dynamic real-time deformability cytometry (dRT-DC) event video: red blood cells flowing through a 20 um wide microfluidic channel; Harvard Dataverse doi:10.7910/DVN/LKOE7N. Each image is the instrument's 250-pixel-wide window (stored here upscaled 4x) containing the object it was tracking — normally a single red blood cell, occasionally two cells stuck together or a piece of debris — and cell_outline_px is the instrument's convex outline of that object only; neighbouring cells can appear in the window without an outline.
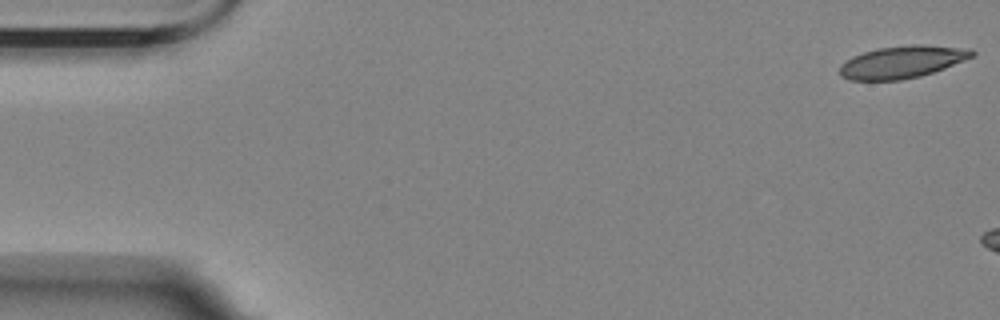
{"species": "Egyptian fruit bat (a non-hibernating species)", "species_latin": "Rousettus aegyptiacus", "temperature_condition": "room temperature", "stored_images_in_passage": 6, "camera_frame_rate_fps": 3000, "um_per_image_px": 0.085, "animal": {"sex": "female"}, "frame": {"image": 1, "passage_image": 1, "time_ms": 0.0, "image_size_px": [1000, 320], "cell_outline_px": [[976, 56], [944, 68], [920, 76], [900, 80], [848, 80], [840, 76], [840, 64], [852, 56], [876, 48], [912, 44], [924, 44], [972, 48], [976, 52]], "centroid_in_image_um": [76.72, 5.25], "position_along_channel_um": 8.3, "area_um2": 25.26}}